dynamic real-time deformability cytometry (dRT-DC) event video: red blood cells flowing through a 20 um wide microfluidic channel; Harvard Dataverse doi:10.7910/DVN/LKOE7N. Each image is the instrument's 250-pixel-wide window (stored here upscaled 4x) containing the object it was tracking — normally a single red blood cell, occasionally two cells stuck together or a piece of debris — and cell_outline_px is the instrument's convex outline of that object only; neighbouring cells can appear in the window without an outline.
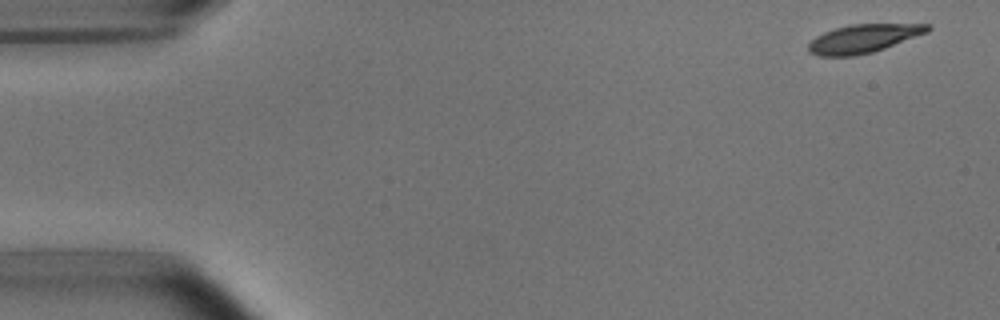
{"species": "common noctule bat (a hibernating species)", "species_latin": "Nyctalus noctula", "temperature_condition": "room temperature", "stored_images_in_passage": 3, "camera_frame_rate_fps": 3000, "um_per_image_px": 0.085, "animal": {"sex": "male", "body_mass_g": 15.6}, "frame": {"image": 1, "passage_image": 1, "time_ms": 0.0, "image_size_px": [1000, 320], "cell_outline_px": [[932, 28], [928, 32], [884, 48], [872, 52], [856, 56], [820, 56], [808, 52], [808, 44], [816, 36], [824, 32], [848, 24], [932, 24]], "centroid_in_image_um": [73.38, 3.27], "position_along_channel_um": 11.6, "area_um2": 19.71}}